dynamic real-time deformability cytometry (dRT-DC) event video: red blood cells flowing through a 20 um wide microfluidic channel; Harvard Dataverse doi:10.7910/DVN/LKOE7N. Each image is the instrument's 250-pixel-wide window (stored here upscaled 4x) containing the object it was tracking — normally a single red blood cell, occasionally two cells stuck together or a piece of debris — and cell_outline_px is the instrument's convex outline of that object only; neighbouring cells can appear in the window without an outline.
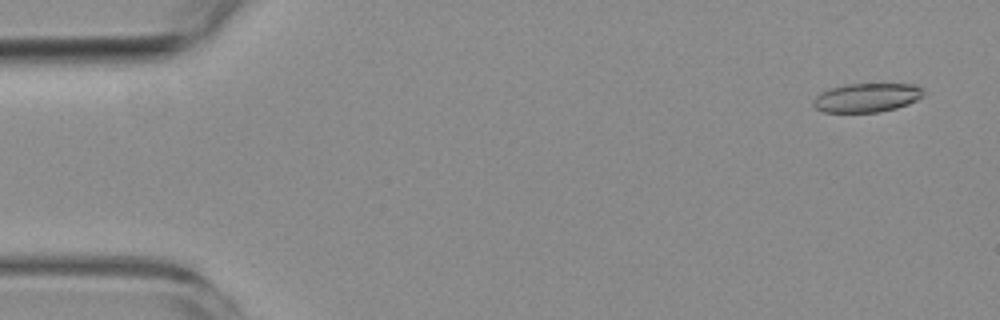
{"species": "common noctule bat (a hibernating species)", "species_latin": "Nyctalus noctula", "temperature_condition": "room temperature", "stored_images_in_passage": 5, "camera_frame_rate_fps": 3000, "um_per_image_px": 0.085, "animal": {"sex": "female", "body_mass_g": 19.3, "forearm_length_mm": 54.1}, "frame": {"image": 1, "passage_image": 1, "time_ms": 0.0, "image_size_px": [1000, 320], "cell_outline_px": [[924, 96], [908, 104], [896, 108], [880, 112], [824, 112], [816, 108], [812, 104], [812, 100], [820, 92], [828, 88], [844, 84], [916, 84], [924, 88]], "centroid_in_image_um": [73.68, 8.29], "position_along_channel_um": 11.3, "area_um2": 18.84}}